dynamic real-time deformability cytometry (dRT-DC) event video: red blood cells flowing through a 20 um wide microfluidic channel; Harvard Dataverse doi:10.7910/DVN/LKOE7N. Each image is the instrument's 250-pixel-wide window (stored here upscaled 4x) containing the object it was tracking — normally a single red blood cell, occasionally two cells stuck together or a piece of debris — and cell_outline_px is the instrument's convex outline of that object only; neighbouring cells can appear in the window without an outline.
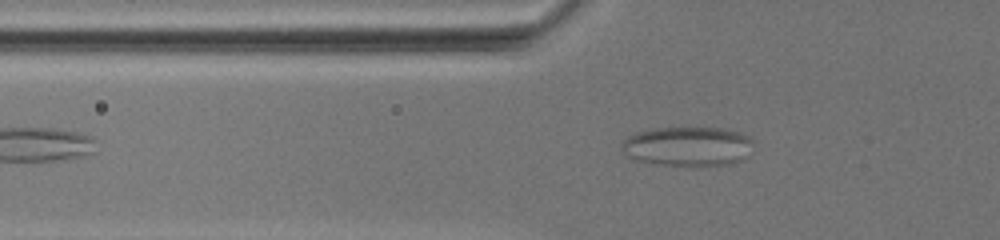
{"species": "common noctule bat (a hibernating species)", "species_latin": "Nyctalus noctula", "temperature_condition": "warm", "stored_images_in_passage": 54, "camera_frame_rate_fps": 3000, "um_per_image_px": 0.085, "animal": {"sex": "female", "body_mass_g": 19.5, "forearm_length_mm": 54.1}, "frame": {"image": 1, "passage_image": 13, "time_ms": 4.0, "image_size_px": [1000, 240], "cell_outline_px": [[752, 140], [748, 156], [740, 160], [728, 164], [700, 168], [656, 164], [636, 160], [628, 156], [620, 148], [620, 144], [628, 136], [636, 132], [656, 128], [720, 128], [736, 132], [748, 136]], "centroid_in_image_um": [58.42, 12.47], "position_along_channel_um": 67.4, "area_um2": 30.69}}
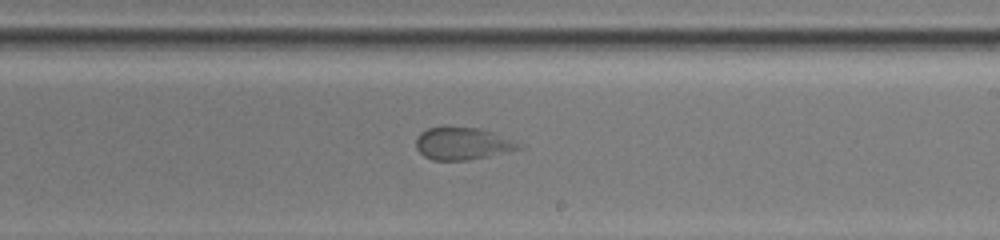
{"frame": {"image": 2, "passage_image": 32, "time_ms": 10.333, "image_size_px": [1000, 240], "cell_outline_px": [[524, 148], [488, 156], [468, 160], [432, 160], [424, 156], [416, 148], [416, 136], [420, 132], [428, 128], [444, 124], [448, 124], [480, 128], [492, 132], [524, 144]], "centroid_in_image_um": [39.29, 12.16], "position_along_channel_um": 249.7, "area_um2": 20.06}}
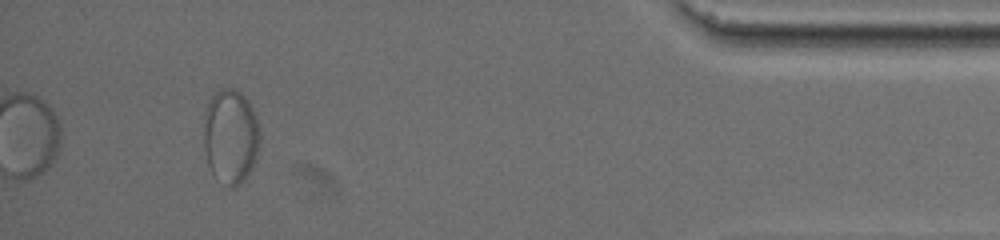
{"frame": {"image": 3, "passage_image": 54, "time_ms": 17.667, "image_size_px": [1000, 240], "cell_outline_px": [[260, 140], [256, 156], [252, 168], [244, 180], [240, 184], [232, 188], [212, 172], [208, 164], [204, 148], [204, 112], [212, 96], [220, 88], [236, 88], [248, 100], [256, 116], [260, 136]], "centroid_in_image_um": [19.6, 11.55], "position_along_channel_um": 415.6, "area_um2": 30.87}}